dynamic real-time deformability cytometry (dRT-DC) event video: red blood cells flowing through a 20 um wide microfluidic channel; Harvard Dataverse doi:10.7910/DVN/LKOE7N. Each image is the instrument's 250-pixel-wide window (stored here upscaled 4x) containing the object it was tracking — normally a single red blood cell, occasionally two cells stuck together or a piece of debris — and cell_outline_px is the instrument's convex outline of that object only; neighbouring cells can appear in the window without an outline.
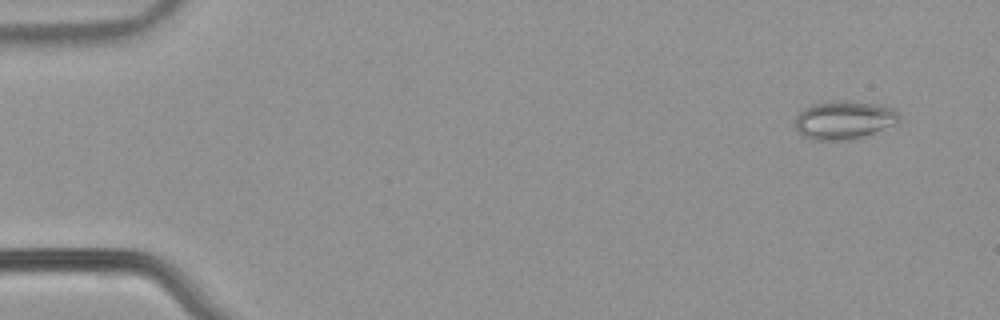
{"species": "common noctule bat (a hibernating species)", "species_latin": "Nyctalus noctula", "temperature_condition": "warm", "stored_images_in_passage": 53, "camera_frame_rate_fps": 3000, "um_per_image_px": 0.085, "animal": {"sex": "male", "body_mass_g": 21.5, "forearm_length_mm": 52.0}, "frame": {"image": 1, "passage_image": 4, "time_ms": 1.0, "image_size_px": [1000, 320], "cell_outline_px": [[900, 120], [892, 124], [864, 136], [852, 140], [812, 140], [804, 136], [796, 128], [796, 116], [804, 108], [812, 104], [880, 104], [892, 108], [900, 116]], "centroid_in_image_um": [71.72, 10.26], "position_along_channel_um": 13.3, "area_um2": 22.02}}
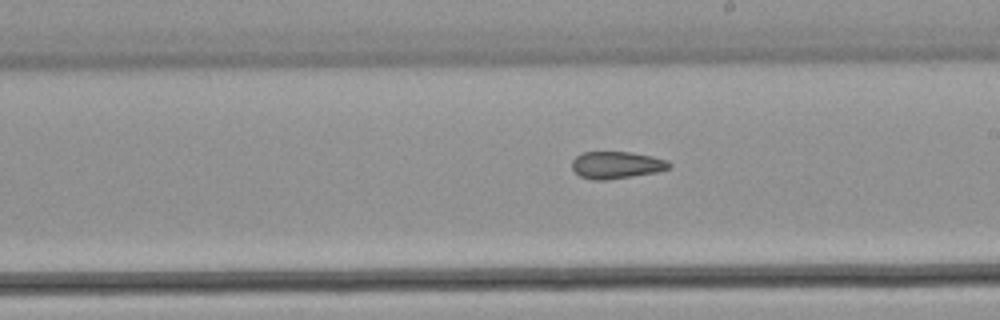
{"frame": {"image": 2, "passage_image": 31, "time_ms": 10.0, "image_size_px": [1000, 320], "cell_outline_px": [[672, 164], [668, 168], [656, 172], [632, 176], [604, 180], [592, 180], [580, 176], [572, 168], [572, 160], [576, 156], [584, 152], [632, 152], [652, 156], [668, 160]], "centroid_in_image_um": [52.4, 14.02], "position_along_channel_um": 236.6, "area_um2": 15.32}}
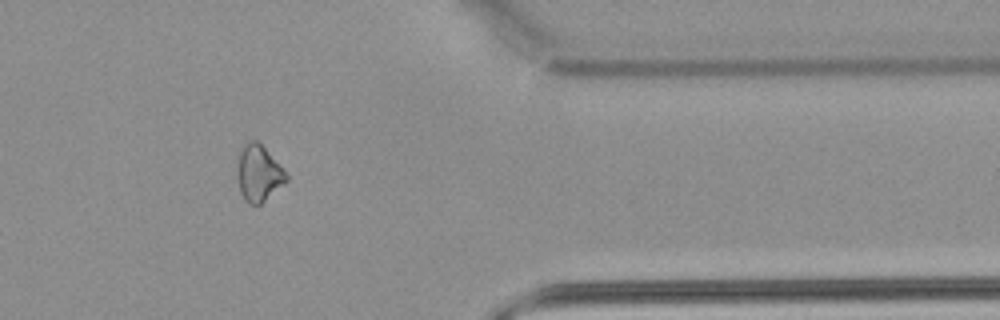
{"frame": {"image": 3, "passage_image": 44, "time_ms": 14.333, "image_size_px": [1000, 320], "cell_outline_px": [[288, 180], [284, 184], [260, 204], [248, 204], [244, 200], [240, 192], [236, 176], [236, 172], [240, 148], [248, 140], [256, 140], [288, 172]], "centroid_in_image_um": [21.97, 14.72], "position_along_channel_um": 389.4, "area_um2": 16.3}, "authors_computed_cell_mechanics": {"area_um2": 17.1088, "velocity_mm_per_s": 3.9289, "shape_relaxation_time_tau1_ms": null, "shape_relaxation_time_tau2_ms": 3.2337, "deformation_change_tau1": null, "deformation_change_tau2": 0.091}}